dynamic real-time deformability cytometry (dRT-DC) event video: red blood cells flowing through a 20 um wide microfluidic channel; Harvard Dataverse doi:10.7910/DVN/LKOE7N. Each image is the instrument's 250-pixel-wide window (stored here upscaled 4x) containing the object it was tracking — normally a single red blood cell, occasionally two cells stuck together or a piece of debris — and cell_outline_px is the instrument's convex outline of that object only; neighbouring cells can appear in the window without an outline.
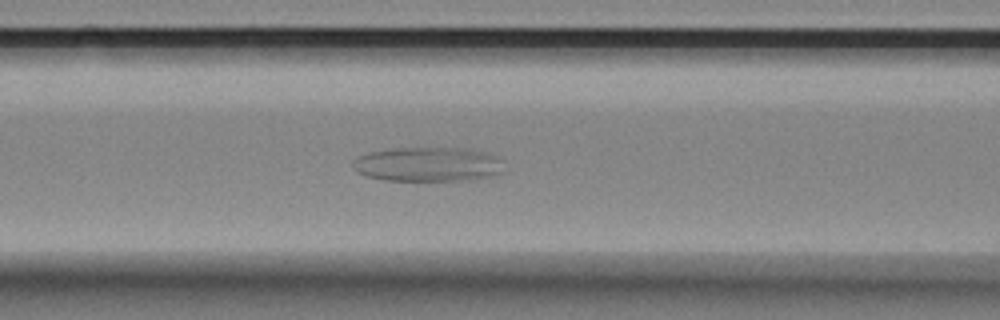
{"species": "Egyptian fruit bat (a non-hibernating species)", "species_latin": "Rousettus aegyptiacus", "temperature_condition": "room temperature", "stored_images_in_passage": 63, "camera_frame_rate_fps": 3000, "um_per_image_px": 0.085, "animal": {"sex": "female"}, "frame": {"image": 1, "passage_image": 26, "time_ms": 8.333, "image_size_px": [1000, 320], "cell_outline_px": [[500, 172], [496, 176], [476, 180], [388, 180], [368, 176], [356, 172], [352, 168], [352, 160], [360, 156], [372, 152], [392, 148], [468, 148], [484, 152], [496, 156], [500, 160]], "centroid_in_image_um": [36.37, 13.97], "position_along_channel_um": 130.2, "area_um2": 30.23}}
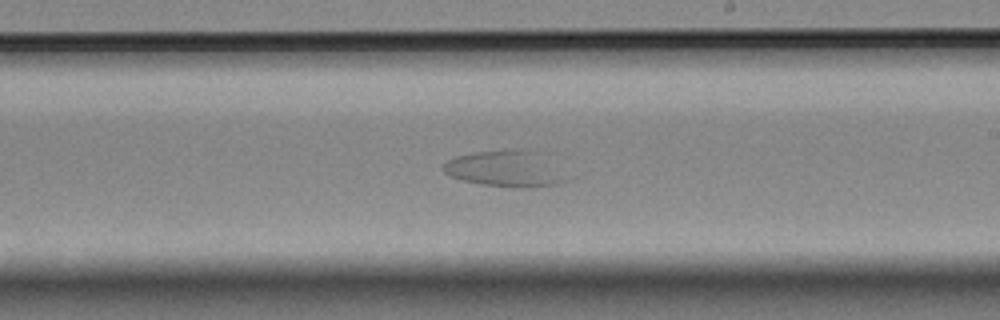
{"frame": {"image": 2, "passage_image": 37, "time_ms": 12.0, "image_size_px": [1000, 320], "cell_outline_px": [[576, 176], [572, 180], [560, 184], [524, 188], [520, 188], [480, 184], [460, 180], [444, 172], [444, 164], [448, 160], [456, 156], [476, 152], [532, 152]], "centroid_in_image_um": [43.07, 14.43], "position_along_channel_um": 245.9, "area_um2": 25.43}}
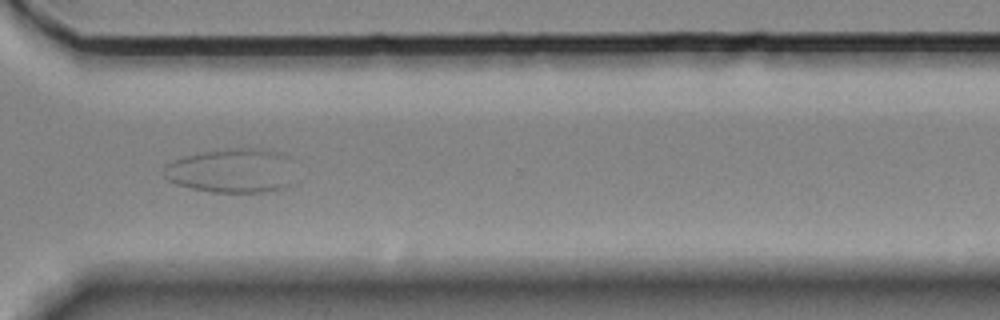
{"frame": {"image": 3, "passage_image": 47, "time_ms": 15.333, "image_size_px": [1000, 320], "cell_outline_px": [[292, 184], [284, 188], [264, 192], [212, 192], [192, 188], [176, 184], [168, 180], [164, 176], [164, 168], [168, 164], [184, 156], [200, 152], [232, 148], [252, 148], [276, 152], [280, 156]], "centroid_in_image_um": [19.55, 14.53], "position_along_channel_um": 351.0, "area_um2": 32.6}}